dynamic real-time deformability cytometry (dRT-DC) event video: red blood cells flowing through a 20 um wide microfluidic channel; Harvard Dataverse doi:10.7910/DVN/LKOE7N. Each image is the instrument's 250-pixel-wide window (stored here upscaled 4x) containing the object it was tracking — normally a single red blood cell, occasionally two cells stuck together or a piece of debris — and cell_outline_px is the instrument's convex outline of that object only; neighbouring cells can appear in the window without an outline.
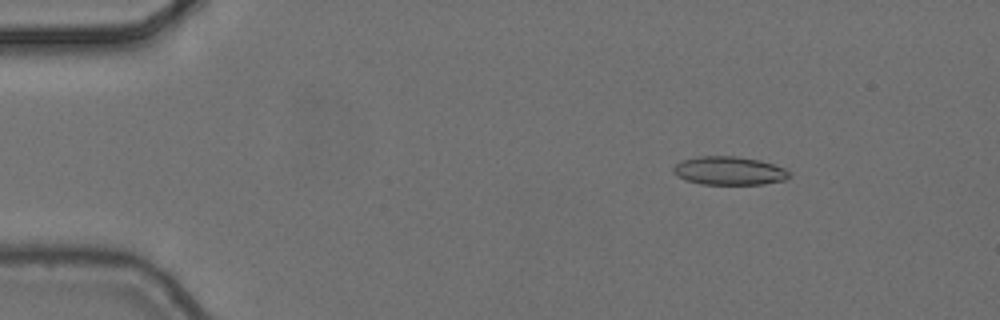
{"species": "common noctule bat (a hibernating species)", "species_latin": "Nyctalus noctula", "temperature_condition": "cold", "stored_images_in_passage": 5, "camera_frame_rate_fps": 3000, "um_per_image_px": 0.085, "animal": {"sex": "female", "body_mass_g": 24.6, "forearm_length_mm": 56.2}, "frame": {"image": 1, "passage_image": 3, "time_ms": 0.667, "image_size_px": [1000, 320], "cell_outline_px": [[792, 172], [784, 180], [764, 184], [700, 184], [684, 180], [676, 176], [672, 172], [672, 168], [676, 164], [684, 160], [700, 156], [736, 156], [760, 160], [784, 168]], "centroid_in_image_um": [61.95, 14.52], "position_along_channel_um": 23.0, "area_um2": 19.25}}